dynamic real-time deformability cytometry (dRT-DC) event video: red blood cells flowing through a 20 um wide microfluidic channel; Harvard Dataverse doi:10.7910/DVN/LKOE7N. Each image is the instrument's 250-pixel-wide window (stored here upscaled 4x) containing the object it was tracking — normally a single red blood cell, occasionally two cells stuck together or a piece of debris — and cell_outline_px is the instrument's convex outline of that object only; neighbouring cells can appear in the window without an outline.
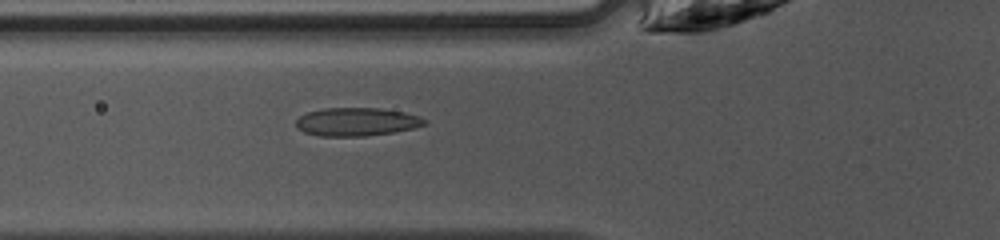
{"species": "common noctule bat (a hibernating species)", "species_latin": "Nyctalus noctula", "temperature_condition": "warm", "stored_images_in_passage": 47, "camera_frame_rate_fps": 3000, "um_per_image_px": 0.085, "animal": {"sex": "female", "body_mass_g": 10.0, "forearm_length_mm": 53.1}, "frame": {"image": 1, "passage_image": 17, "time_ms": 5.333, "image_size_px": [1000, 240], "cell_outline_px": [[428, 124], [412, 128], [392, 132], [368, 136], [320, 136], [304, 132], [296, 128], [296, 120], [300, 116], [308, 112], [324, 108], [380, 108], [404, 112], [420, 116], [428, 120]], "centroid_in_image_um": [30.33, 10.35], "position_along_channel_um": 95.5, "area_um2": 21.27}}
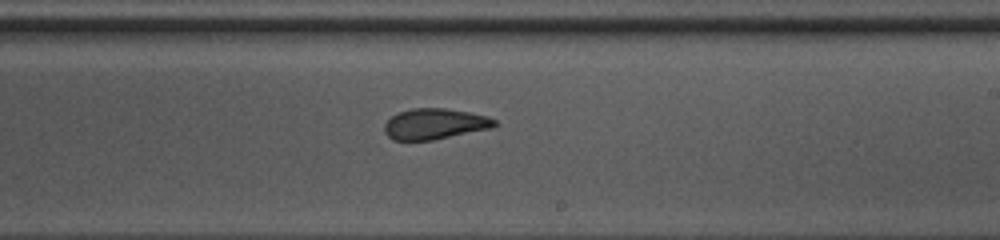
{"frame": {"image": 2, "passage_image": 28, "time_ms": 9.0, "image_size_px": [1000, 240], "cell_outline_px": [[500, 124], [492, 128], [432, 140], [392, 140], [384, 132], [384, 124], [392, 116], [400, 112], [412, 108], [444, 108], [468, 112], [488, 116], [496, 120]], "centroid_in_image_um": [36.97, 10.53], "position_along_channel_um": 252.0, "area_um2": 19.77}}
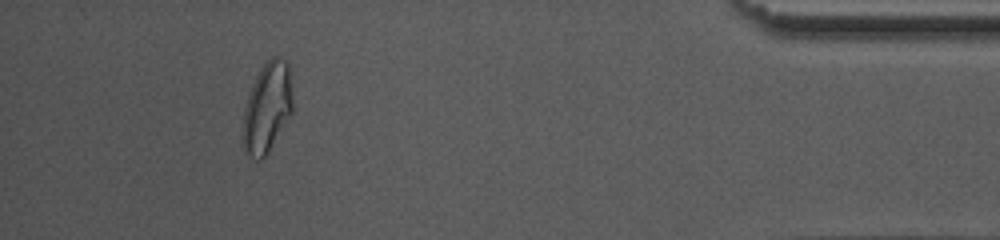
{"frame": {"image": 3, "passage_image": 43, "time_ms": 14.0, "image_size_px": [1000, 240], "cell_outline_px": [[292, 112], [268, 152], [260, 160], [256, 160], [248, 156], [244, 152], [240, 136], [240, 132], [244, 104], [252, 84], [260, 68], [272, 56], [276, 56], [288, 60], [292, 88]], "centroid_in_image_um": [22.66, 9.16], "position_along_channel_um": 412.5, "area_um2": 26.88}, "authors_computed_cell_mechanics": {"area_um2": 21.3282, "velocity_mm_per_s": 4.2555, "shape_relaxation_time_tau1_ms": 11.1428, "shape_relaxation_time_tau2_ms": 1.4572, "deformation_change_tau1": 0.2562, "deformation_change_tau2": 0.0616}}